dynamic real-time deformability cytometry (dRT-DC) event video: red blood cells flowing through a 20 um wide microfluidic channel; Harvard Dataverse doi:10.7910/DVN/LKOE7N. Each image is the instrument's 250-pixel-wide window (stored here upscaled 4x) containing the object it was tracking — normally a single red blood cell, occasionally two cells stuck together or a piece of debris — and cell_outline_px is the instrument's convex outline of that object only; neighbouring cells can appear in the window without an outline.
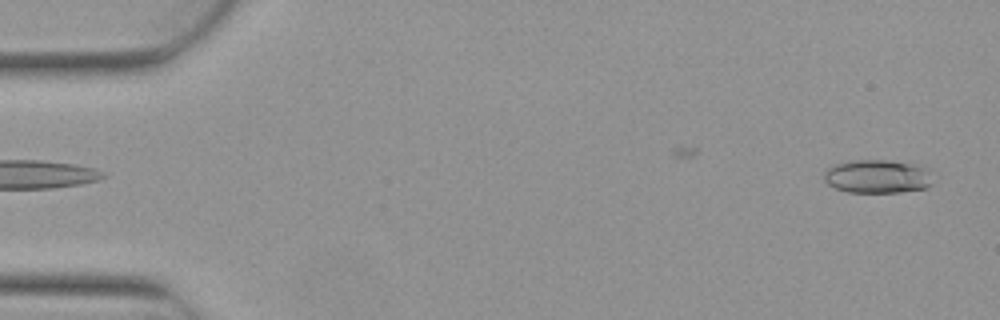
{"species": "Egyptian fruit bat (a non-hibernating species)", "species_latin": "Rousettus aegyptiacus", "temperature_condition": "warm", "stored_images_in_passage": 5, "camera_frame_rate_fps": 3000, "um_per_image_px": 0.085, "animal": {"sex": "female"}, "frame": {"image": 1, "passage_image": 5, "time_ms": 1.333, "image_size_px": [1000, 320], "cell_outline_px": [[932, 184], [924, 188], [900, 192], [848, 192], [836, 188], [828, 184], [824, 180], [824, 172], [828, 168], [836, 164], [856, 160], [884, 160], [908, 164], [920, 168], [928, 172]], "centroid_in_image_um": [74.5, 15.02], "position_along_channel_um": 10.5, "area_um2": 20.58}}